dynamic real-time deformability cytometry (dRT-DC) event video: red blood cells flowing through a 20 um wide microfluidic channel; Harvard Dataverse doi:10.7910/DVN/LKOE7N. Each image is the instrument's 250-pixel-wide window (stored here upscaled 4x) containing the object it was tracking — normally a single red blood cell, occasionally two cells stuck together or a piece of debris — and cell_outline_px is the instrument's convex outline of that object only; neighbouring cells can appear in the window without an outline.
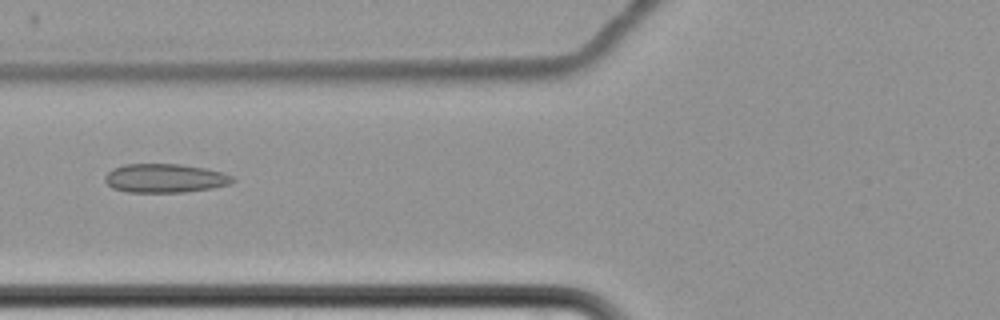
{"species": "common noctule bat (a hibernating species)", "species_latin": "Nyctalus noctula", "temperature_condition": "cold", "stored_images_in_passage": 8, "camera_frame_rate_fps": 3000, "um_per_image_px": 0.085, "animal": {"sex": "female", "body_mass_g": 22.7, "forearm_length_mm": 54.2}, "frame": {"image": 1, "passage_image": 7, "time_ms": 7.0, "image_size_px": [1000, 320], "cell_outline_px": [[236, 180], [228, 184], [212, 188], [184, 192], [128, 192], [112, 188], [104, 180], [104, 176], [112, 168], [124, 164], [180, 164], [204, 168], [224, 172], [232, 176]], "centroid_in_image_um": [14.0, 15.14], "position_along_channel_um": 111.8, "area_um2": 21.5}}
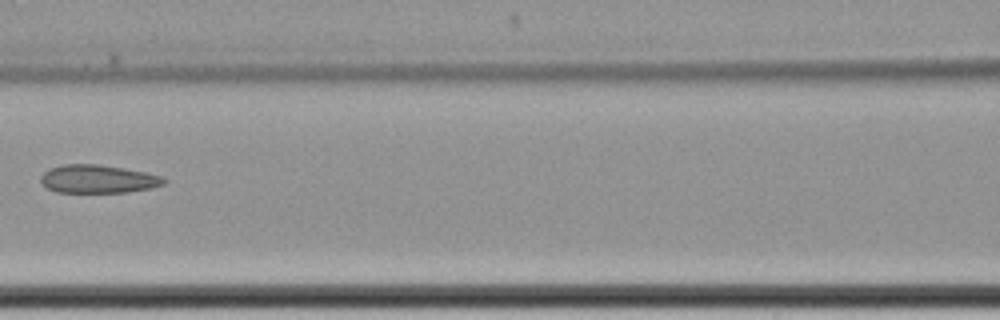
{"frame": {"image": 2, "passage_image": 8, "time_ms": 8.333, "image_size_px": [1000, 320], "cell_outline_px": [[168, 180], [164, 184], [152, 188], [128, 192], [56, 192], [48, 188], [40, 180], [40, 176], [48, 168], [64, 164], [96, 164], [144, 172], [164, 176]], "centroid_in_image_um": [8.34, 15.22], "position_along_channel_um": 158.3, "area_um2": 20.23}}